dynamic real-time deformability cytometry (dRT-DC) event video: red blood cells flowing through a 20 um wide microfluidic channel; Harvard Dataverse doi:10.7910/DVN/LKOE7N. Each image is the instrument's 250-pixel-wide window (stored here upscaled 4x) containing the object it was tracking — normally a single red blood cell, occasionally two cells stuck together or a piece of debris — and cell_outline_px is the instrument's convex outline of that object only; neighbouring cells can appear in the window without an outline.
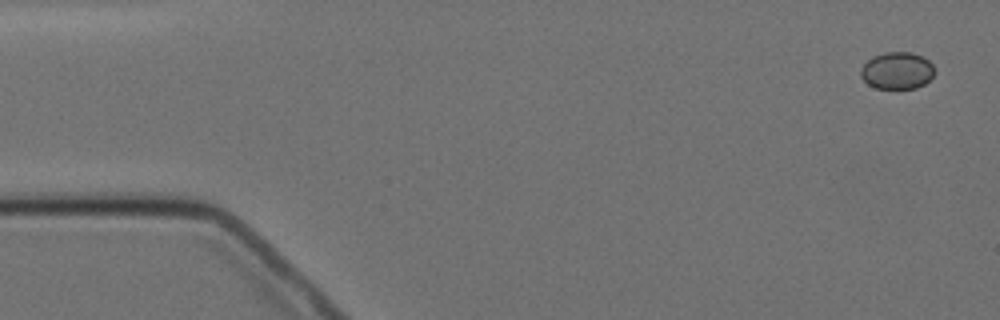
{"species": "Egyptian fruit bat (a non-hibernating species)", "species_latin": "Rousettus aegyptiacus", "temperature_condition": "cold", "stored_images_in_passage": 5, "camera_frame_rate_fps": 3000, "um_per_image_px": 0.085, "animal": {"sex": "female"}, "frame": {"image": 1, "passage_image": 1, "time_ms": 0.0, "image_size_px": [1000, 320], "cell_outline_px": [[936, 72], [924, 84], [916, 88], [876, 88], [868, 84], [860, 76], [860, 68], [872, 56], [884, 52], [912, 52], [924, 56], [932, 64]], "centroid_in_image_um": [76.25, 5.98], "position_along_channel_um": 8.7, "area_um2": 16.07}}
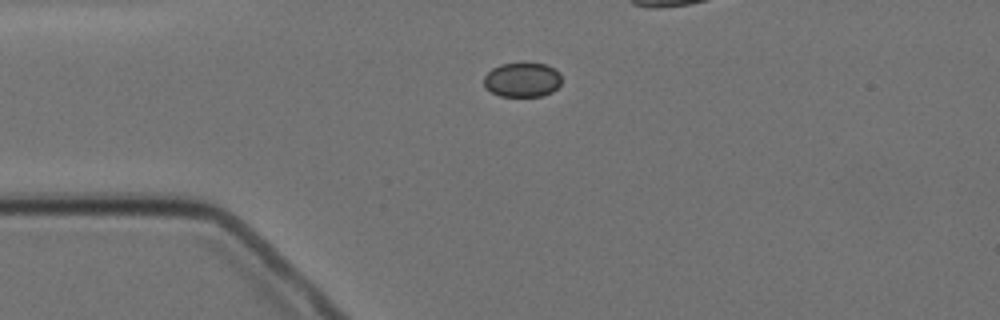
{"frame": {"image": 2, "passage_image": 4, "time_ms": 3.667, "image_size_px": [1000, 320], "cell_outline_px": [[560, 84], [552, 92], [544, 96], [500, 96], [484, 88], [484, 76], [492, 68], [500, 64], [548, 64], [556, 68], [560, 72]], "centroid_in_image_um": [44.4, 6.79], "position_along_channel_um": 40.6, "area_um2": 15.66}}